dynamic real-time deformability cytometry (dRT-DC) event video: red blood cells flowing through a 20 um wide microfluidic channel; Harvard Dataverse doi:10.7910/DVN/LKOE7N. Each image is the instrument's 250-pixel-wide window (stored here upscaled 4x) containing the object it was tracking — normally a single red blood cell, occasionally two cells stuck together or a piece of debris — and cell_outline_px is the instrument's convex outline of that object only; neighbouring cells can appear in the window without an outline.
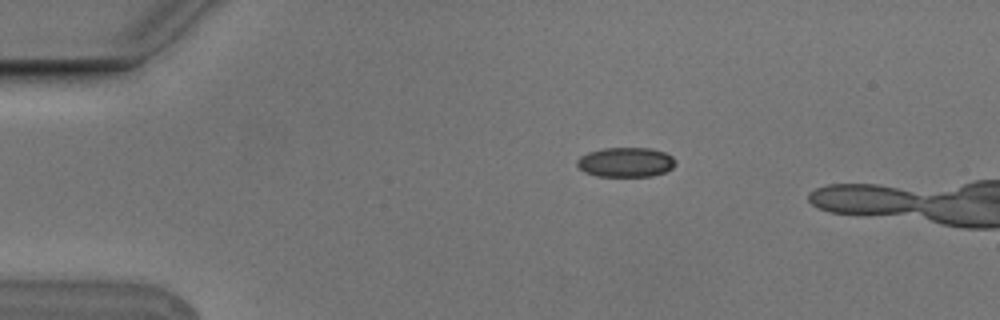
{"species": "Egyptian fruit bat (a non-hibernating species)", "species_latin": "Rousettus aegyptiacus", "temperature_condition": "cold", "stored_images_in_passage": 4, "camera_frame_rate_fps": 3000, "um_per_image_px": 0.085, "animal": {"sex": "male"}, "frame": {"image": 1, "passage_image": 2, "time_ms": 0.333, "image_size_px": [1000, 320], "cell_outline_px": [[676, 164], [672, 168], [664, 172], [652, 176], [596, 176], [584, 172], [576, 164], [576, 160], [580, 156], [588, 152], [604, 148], [652, 148], [664, 152], [672, 156], [676, 160]], "centroid_in_image_um": [53.19, 13.78], "position_along_channel_um": 31.8, "area_um2": 17.11}}